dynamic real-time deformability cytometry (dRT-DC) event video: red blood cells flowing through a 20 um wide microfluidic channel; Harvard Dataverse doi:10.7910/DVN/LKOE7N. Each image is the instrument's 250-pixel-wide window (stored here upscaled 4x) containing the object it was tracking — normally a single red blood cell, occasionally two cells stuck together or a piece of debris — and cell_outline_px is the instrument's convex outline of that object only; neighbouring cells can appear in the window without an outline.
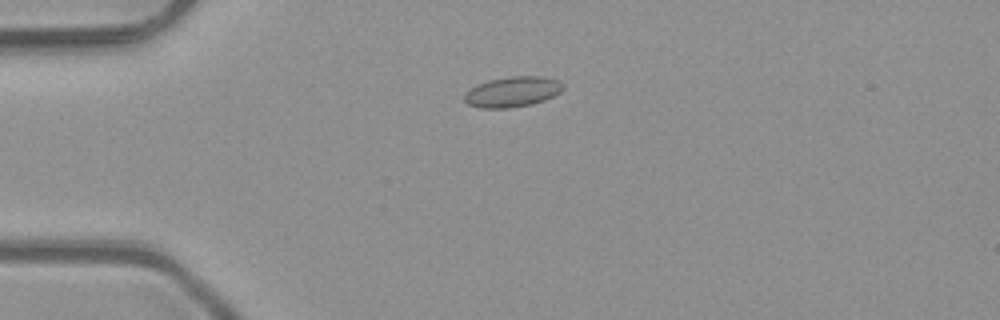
{"species": "common noctule bat (a hibernating species)", "species_latin": "Nyctalus noctula", "temperature_condition": "room temperature", "stored_images_in_passage": 41, "camera_frame_rate_fps": 3000, "um_per_image_px": 0.085, "animal": {"sex": "male", "body_mass_g": 23.1, "forearm_length_mm": 52.7}, "frame": {"image": 1, "passage_image": 3, "time_ms": 0.667, "image_size_px": [1000, 320], "cell_outline_px": [[564, 88], [560, 92], [544, 100], [532, 104], [508, 108], [480, 108], [468, 104], [464, 100], [464, 92], [476, 84], [488, 80], [508, 76], [544, 76], [556, 80], [564, 84]], "centroid_in_image_um": [43.53, 7.79], "position_along_channel_um": 41.5, "area_um2": 17.63}}
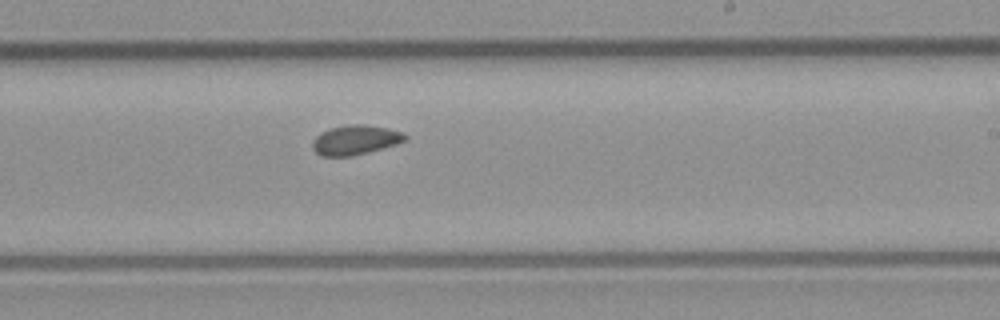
{"frame": {"image": 2, "passage_image": 21, "time_ms": 6.667, "image_size_px": [1000, 320], "cell_outline_px": [[408, 140], [396, 144], [368, 152], [348, 156], [320, 156], [312, 148], [312, 140], [320, 132], [332, 128], [348, 124], [364, 124], [388, 128], [404, 132], [408, 136]], "centroid_in_image_um": [30.22, 11.88], "position_along_channel_um": 258.8, "area_um2": 16.07}}
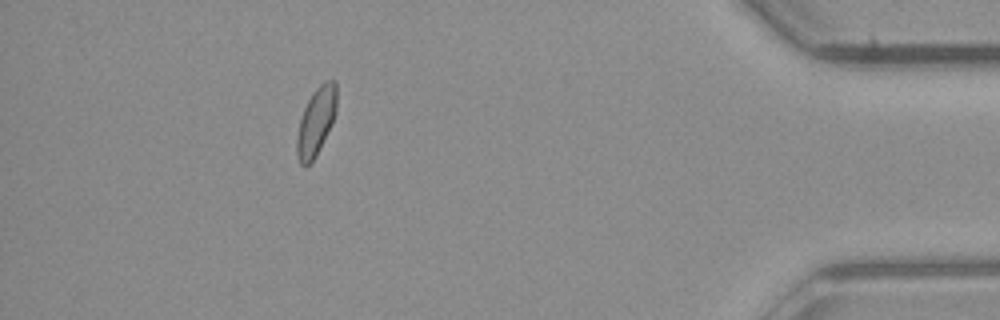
{"frame": {"image": 3, "passage_image": 36, "time_ms": 11.667, "image_size_px": [1000, 320], "cell_outline_px": [[336, 112], [332, 124], [316, 156], [304, 168], [300, 164], [296, 156], [296, 136], [300, 120], [304, 108], [312, 92], [324, 80], [336, 80]], "centroid_in_image_um": [26.86, 10.33], "position_along_channel_um": 408.3, "area_um2": 15.9}, "authors_computed_cell_mechanics": {"area_um2": 15.7794, "velocity_mm_per_s": 4.0852, "shape_relaxation_time_tau1_ms": null, "shape_relaxation_time_tau2_ms": 3.1994, "deformation_change_tau1": null, "deformation_change_tau2": 0.0663}}